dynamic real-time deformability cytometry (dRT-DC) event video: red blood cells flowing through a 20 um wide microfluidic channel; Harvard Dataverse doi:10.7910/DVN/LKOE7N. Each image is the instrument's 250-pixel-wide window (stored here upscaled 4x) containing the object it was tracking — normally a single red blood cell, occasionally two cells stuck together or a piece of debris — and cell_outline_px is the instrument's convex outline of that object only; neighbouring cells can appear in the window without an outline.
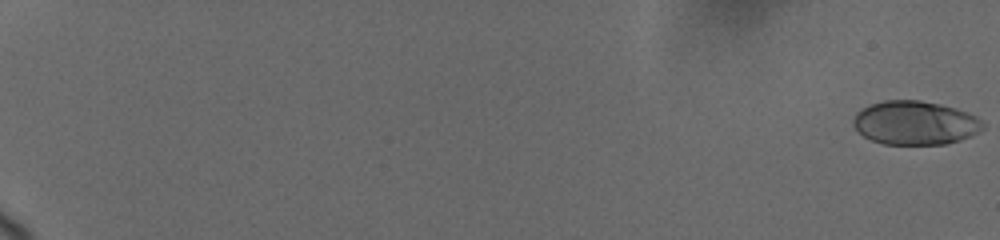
{"species": "human", "species_latin": "Homo sapiens", "temperature_condition": "cold", "stored_images_in_passage": 11, "camera_frame_rate_fps": 3000, "um_per_image_px": 0.085, "donor": {"sex": "female"}, "frame": {"image": 1, "passage_image": 1, "time_ms": 0.0, "image_size_px": [1000, 240], "cell_outline_px": [[984, 128], [960, 140], [948, 144], [884, 144], [872, 140], [864, 136], [852, 124], [852, 120], [856, 112], [860, 108], [868, 104], [884, 100], [920, 100], [940, 104], [956, 108], [968, 112], [976, 116], [984, 124]], "centroid_in_image_um": [77.75, 10.43], "position_along_channel_um": 7.3, "area_um2": 33.18}}
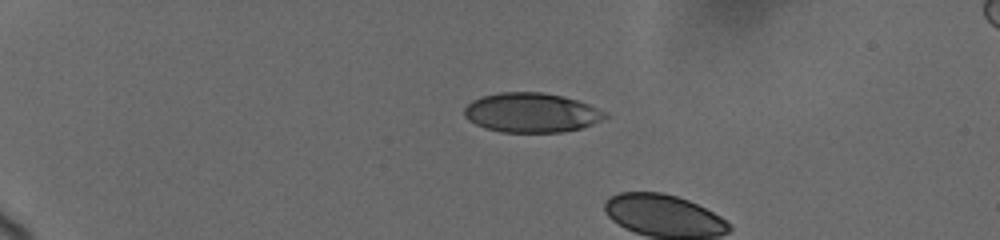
{"frame": {"image": 2, "passage_image": 9, "time_ms": 5.333, "image_size_px": [1000, 240], "cell_outline_px": [[608, 116], [592, 124], [580, 128], [560, 132], [500, 132], [484, 128], [468, 120], [464, 116], [464, 108], [472, 100], [484, 96], [500, 92], [544, 92], [564, 96], [588, 104], [608, 112]], "centroid_in_image_um": [45.16, 9.57], "position_along_channel_um": 39.8, "area_um2": 32.43}}